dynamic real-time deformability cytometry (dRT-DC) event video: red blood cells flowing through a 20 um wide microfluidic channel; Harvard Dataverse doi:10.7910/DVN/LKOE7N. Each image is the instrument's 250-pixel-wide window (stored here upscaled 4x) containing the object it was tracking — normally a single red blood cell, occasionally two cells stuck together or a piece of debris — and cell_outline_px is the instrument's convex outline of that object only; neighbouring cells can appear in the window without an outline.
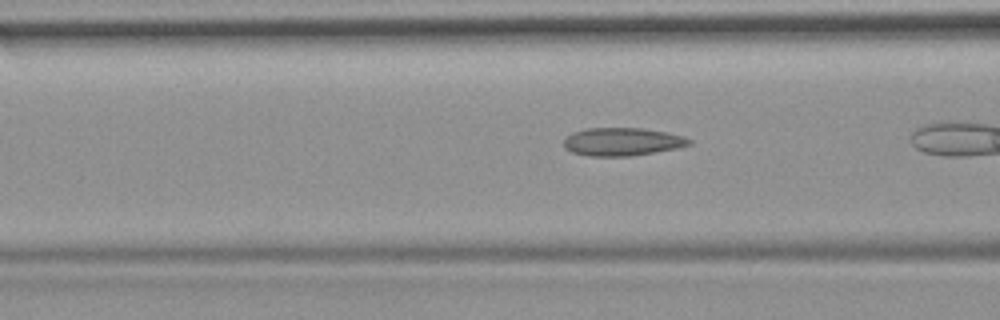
{"species": "common noctule bat (a hibernating species)", "species_latin": "Nyctalus noctula", "temperature_condition": "room temperature", "stored_images_in_passage": 29, "camera_frame_rate_fps": 3000, "um_per_image_px": 0.085, "animal": {"sex": "female", "body_mass_g": 19.9}, "frame": {"image": 1, "passage_image": 17, "time_ms": 5.333, "image_size_px": [1000, 320], "cell_outline_px": [[692, 144], [676, 148], [632, 156], [592, 156], [572, 152], [564, 148], [564, 140], [572, 132], [584, 128], [640, 128], [668, 132], [684, 136], [692, 140]], "centroid_in_image_um": [52.9, 12.04], "position_along_channel_um": 113.7, "area_um2": 20.52}}
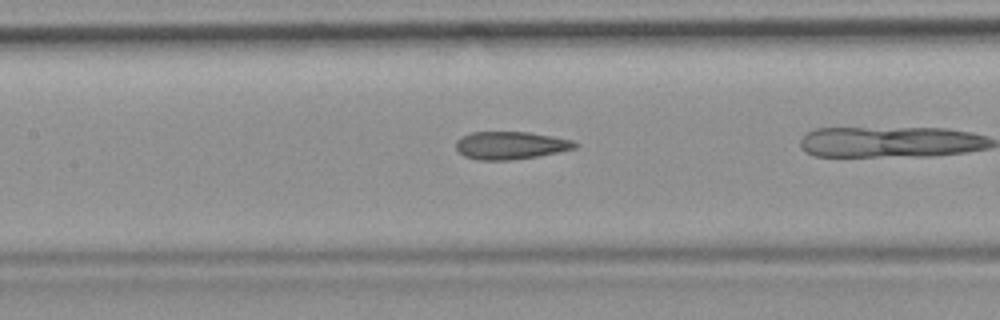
{"frame": {"image": 2, "passage_image": 21, "time_ms": 6.667, "image_size_px": [1000, 320], "cell_outline_px": [[580, 144], [576, 148], [560, 152], [536, 156], [508, 160], [480, 160], [464, 156], [456, 148], [456, 140], [460, 136], [472, 132], [528, 132], [552, 136], [572, 140]], "centroid_in_image_um": [43.4, 12.35], "position_along_channel_um": 164.0, "area_um2": 19.25}}